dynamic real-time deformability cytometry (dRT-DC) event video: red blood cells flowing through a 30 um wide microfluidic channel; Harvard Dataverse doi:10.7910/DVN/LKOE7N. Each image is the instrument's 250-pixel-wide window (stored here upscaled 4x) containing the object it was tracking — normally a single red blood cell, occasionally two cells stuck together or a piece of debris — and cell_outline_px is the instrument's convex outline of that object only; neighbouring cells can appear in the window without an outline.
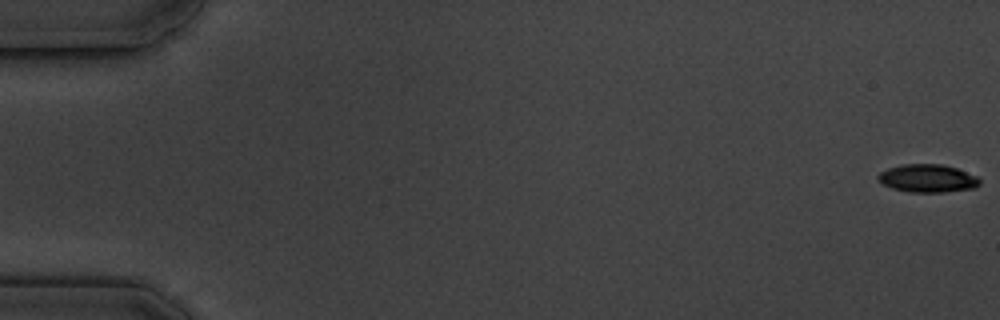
{"species": "common noctule bat (a hibernating species)", "species_latin": "Nyctalus noctula", "temperature_condition": "cold", "stored_images_in_passage": 5, "camera_frame_rate_fps": 3000, "um_per_image_px": 0.085, "animal": {"sex": "male", "body_mass_g": 19.5, "forearm_length_mm": 54.6}, "frame": {"image": 1, "passage_image": 1, "time_ms": 0.0, "image_size_px": [1000, 320], "cell_outline_px": [[980, 184], [976, 188], [944, 192], [908, 192], [892, 188], [884, 184], [876, 176], [880, 172], [888, 168], [904, 164], [940, 164], [956, 168], [976, 176], [980, 180]], "centroid_in_image_um": [78.86, 15.16], "position_along_channel_um": 6.1, "area_um2": 16.47}}
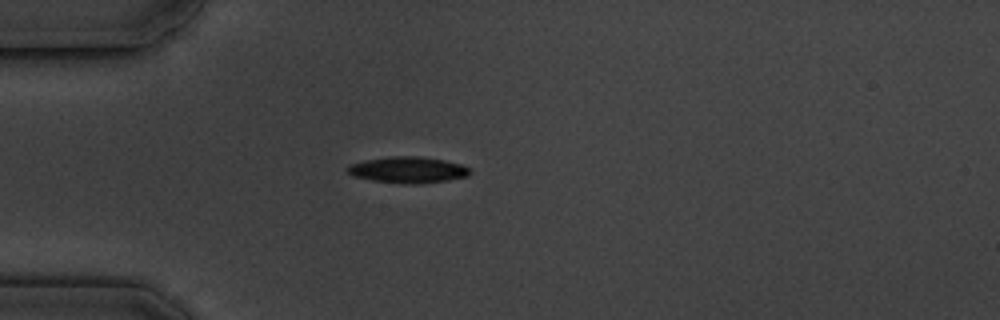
{"frame": {"image": 2, "passage_image": 5, "time_ms": 5.333, "image_size_px": [1000, 320], "cell_outline_px": [[472, 172], [468, 176], [448, 180], [416, 184], [404, 184], [372, 180], [352, 176], [344, 168], [348, 164], [364, 160], [392, 156], [416, 156], [444, 160], [460, 164], [468, 168]], "centroid_in_image_um": [34.62, 14.44], "position_along_channel_um": 50.4, "area_um2": 18.79}}